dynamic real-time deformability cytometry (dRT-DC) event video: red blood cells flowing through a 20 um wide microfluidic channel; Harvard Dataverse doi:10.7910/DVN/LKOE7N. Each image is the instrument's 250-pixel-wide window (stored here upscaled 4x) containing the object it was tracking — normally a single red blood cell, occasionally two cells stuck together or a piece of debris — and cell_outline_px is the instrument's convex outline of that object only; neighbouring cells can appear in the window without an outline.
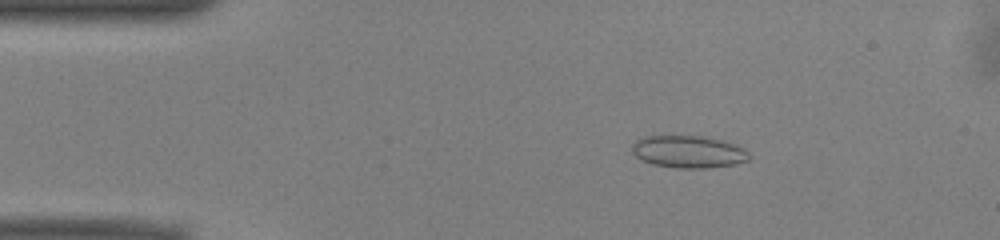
{"species": "common noctule bat (a hibernating species)", "species_latin": "Nyctalus noctula", "temperature_condition": "warm", "stored_images_in_passage": 51, "camera_frame_rate_fps": 3000, "um_per_image_px": 0.085, "animal": {"sex": "male", "body_mass_g": 13.0, "forearm_length_mm": 53.1}, "frame": {"image": 1, "passage_image": 8, "time_ms": 2.333, "image_size_px": [1000, 240], "cell_outline_px": [[752, 160], [736, 164], [708, 168], [676, 168], [652, 164], [640, 160], [632, 152], [632, 144], [636, 140], [644, 136], [704, 136], [724, 140], [748, 152], [752, 156]], "centroid_in_image_um": [58.52, 12.91], "position_along_channel_um": 26.5, "area_um2": 22.25}}
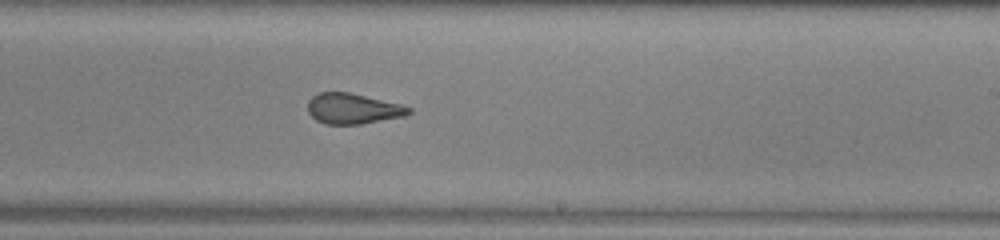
{"frame": {"image": 2, "passage_image": 30, "time_ms": 9.667, "image_size_px": [1000, 240], "cell_outline_px": [[412, 112], [404, 116], [360, 124], [324, 124], [316, 120], [308, 112], [308, 100], [312, 96], [320, 92], [348, 92], [400, 104], [412, 108]], "centroid_in_image_um": [29.98, 9.23], "position_along_channel_um": 259.0, "area_um2": 17.86}}
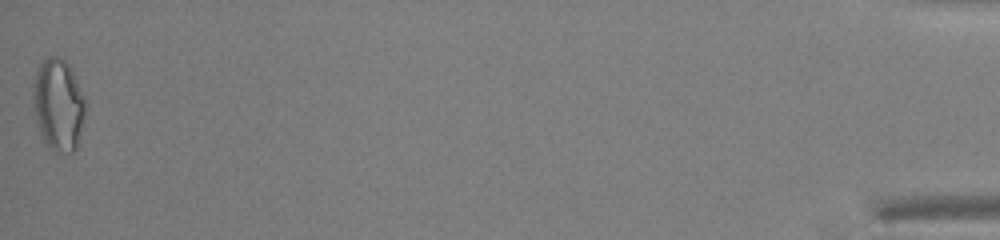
{"frame": {"image": 3, "passage_image": 51, "time_ms": 16.667, "image_size_px": [1000, 240], "cell_outline_px": [[84, 120], [76, 148], [72, 152], [56, 152], [48, 148], [36, 124], [32, 104], [32, 84], [36, 72], [40, 64], [48, 56], [56, 56], [64, 60], [68, 64], [84, 96]], "centroid_in_image_um": [4.92, 8.92], "position_along_channel_um": 430.3, "area_um2": 28.09}, "authors_computed_cell_mechanics": {"area_um2": 20.0566, "velocity_mm_per_s": 3.9478, "shape_relaxation_time_tau1_ms": null, "shape_relaxation_time_tau2_ms": 1.1468, "deformation_change_tau1": null, "deformation_change_tau2": 0.0802}}